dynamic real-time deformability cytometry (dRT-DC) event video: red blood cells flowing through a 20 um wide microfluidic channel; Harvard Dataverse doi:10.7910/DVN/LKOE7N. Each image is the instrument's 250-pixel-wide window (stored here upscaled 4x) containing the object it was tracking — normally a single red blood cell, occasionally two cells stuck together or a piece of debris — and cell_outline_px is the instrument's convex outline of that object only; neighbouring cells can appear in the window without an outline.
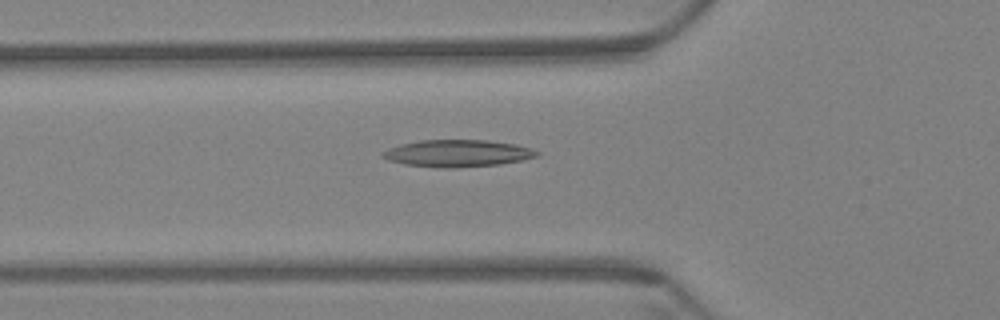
{"species": "Egyptian fruit bat (a non-hibernating species)", "species_latin": "Rousettus aegyptiacus", "temperature_condition": "warm", "stored_images_in_passage": 33, "camera_frame_rate_fps": 3000, "um_per_image_px": 0.085, "animal": {"sex": "female"}, "frame": {"image": 1, "passage_image": 3, "time_ms": 0.667, "image_size_px": [1000, 320], "cell_outline_px": [[540, 152], [536, 156], [520, 160], [500, 164], [456, 168], [440, 168], [404, 164], [388, 160], [380, 156], [380, 152], [388, 148], [400, 144], [420, 140], [488, 140], [516, 144]], "centroid_in_image_um": [38.82, 13.03], "position_along_channel_um": 87.0, "area_um2": 24.33}}
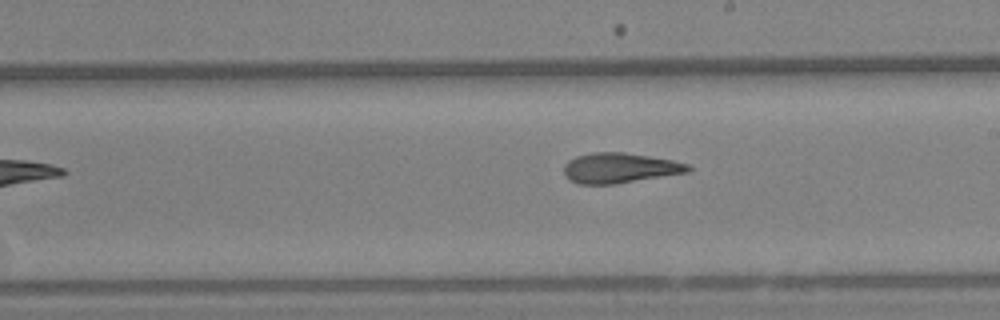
{"frame": {"image": 2, "passage_image": 16, "time_ms": 5.0, "image_size_px": [1000, 320], "cell_outline_px": [[692, 168], [688, 172], [616, 184], [580, 184], [568, 180], [564, 172], [564, 164], [568, 160], [576, 156], [592, 152], [624, 152], [672, 160], [688, 164]], "centroid_in_image_um": [52.64, 14.28], "position_along_channel_um": 236.4, "area_um2": 21.85}}
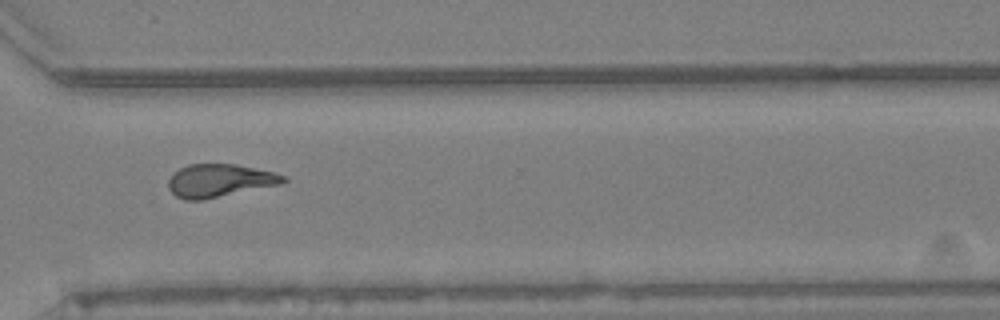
{"frame": {"image": 3, "passage_image": 26, "time_ms": 8.333, "image_size_px": [1000, 320], "cell_outline_px": [[288, 180], [280, 184], [204, 200], [184, 200], [176, 196], [168, 188], [168, 180], [172, 172], [188, 164], [236, 164], [272, 172], [284, 176]], "centroid_in_image_um": [18.61, 15.35], "position_along_channel_um": 352.0, "area_um2": 22.08}, "authors_computed_cell_mechanics": {"area_um2": 22.0218, "velocity_mm_per_s": 3.4564, "shape_relaxation_time_tau1_ms": null, "shape_relaxation_time_tau2_ms": 3.0599, "deformation_change_tau1": null, "deformation_change_tau2": 0.1289}}